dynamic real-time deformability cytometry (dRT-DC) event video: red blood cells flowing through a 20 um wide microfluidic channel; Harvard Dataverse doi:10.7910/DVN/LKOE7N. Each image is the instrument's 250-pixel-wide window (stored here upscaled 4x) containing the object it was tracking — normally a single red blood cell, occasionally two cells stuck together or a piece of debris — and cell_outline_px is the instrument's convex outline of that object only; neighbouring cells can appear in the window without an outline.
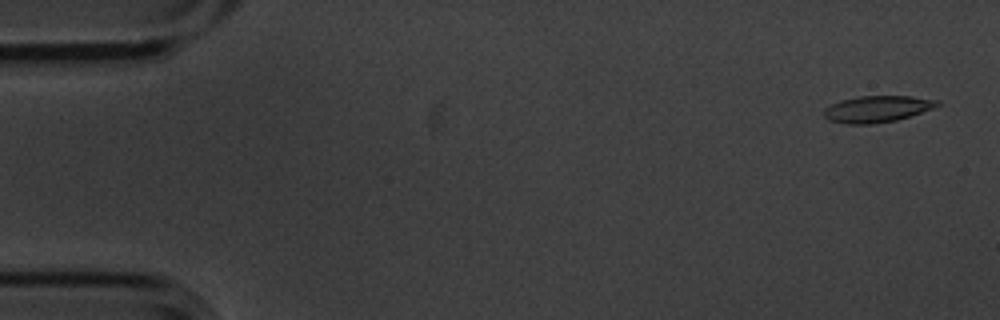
{"species": "common noctule bat (a hibernating species)", "species_latin": "Nyctalus noctula", "temperature_condition": "cold", "stored_images_in_passage": 5, "camera_frame_rate_fps": 3000, "um_per_image_px": 0.085, "animal": {"sex": "male", "body_mass_g": 20.1, "forearm_length_mm": 53.5}, "frame": {"image": 1, "passage_image": 1, "time_ms": 0.0, "image_size_px": [1000, 320], "cell_outline_px": [[940, 104], [932, 108], [896, 120], [872, 124], [848, 124], [828, 120], [824, 116], [824, 108], [840, 100], [860, 96], [912, 96], [940, 100]], "centroid_in_image_um": [74.53, 9.26], "position_along_channel_um": 10.5, "area_um2": 17.4}}
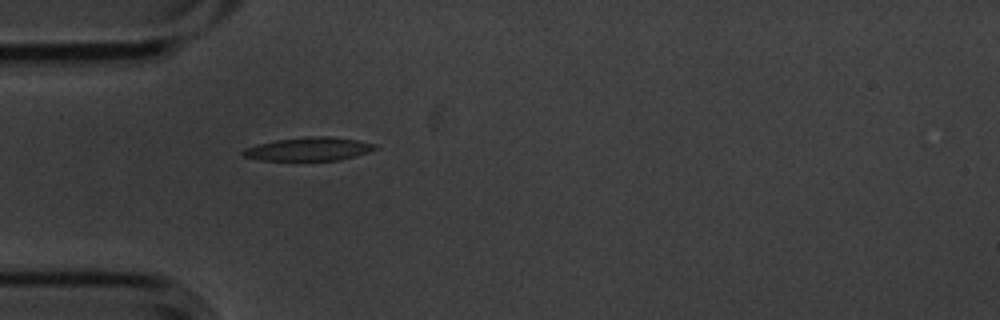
{"frame": {"image": 2, "passage_image": 5, "time_ms": 1.333, "image_size_px": [1000, 320], "cell_outline_px": [[376, 148], [340, 160], [260, 160], [244, 156], [240, 152], [244, 148], [256, 144], [276, 140], [304, 136], [328, 136], [356, 140], [376, 144]], "centroid_in_image_um": [26.15, 12.65], "position_along_channel_um": 58.8, "area_um2": 17.8}}